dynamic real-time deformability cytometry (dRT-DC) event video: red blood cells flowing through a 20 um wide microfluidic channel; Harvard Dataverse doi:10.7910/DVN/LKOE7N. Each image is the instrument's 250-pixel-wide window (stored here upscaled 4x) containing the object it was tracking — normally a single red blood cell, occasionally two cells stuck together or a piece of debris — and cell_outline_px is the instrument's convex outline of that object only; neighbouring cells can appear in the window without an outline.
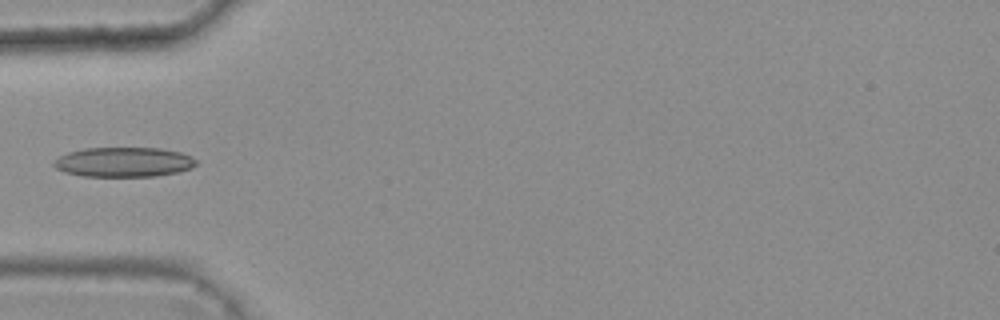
{"species": "common noctule bat (a hibernating species)", "species_latin": "Nyctalus noctula", "temperature_condition": "warm", "stored_images_in_passage": 4, "camera_frame_rate_fps": 3000, "um_per_image_px": 0.085, "animal": {"sex": "female", "body_mass_g": 25.1}, "frame": {"image": 1, "passage_image": 4, "time_ms": 1.0, "image_size_px": [1000, 320], "cell_outline_px": [[196, 164], [192, 168], [180, 172], [156, 176], [84, 176], [64, 172], [56, 168], [52, 164], [52, 160], [68, 152], [84, 148], [160, 148], [180, 152], [196, 160]], "centroid_in_image_um": [10.49, 13.78], "position_along_channel_um": 74.5, "area_um2": 24.68}}